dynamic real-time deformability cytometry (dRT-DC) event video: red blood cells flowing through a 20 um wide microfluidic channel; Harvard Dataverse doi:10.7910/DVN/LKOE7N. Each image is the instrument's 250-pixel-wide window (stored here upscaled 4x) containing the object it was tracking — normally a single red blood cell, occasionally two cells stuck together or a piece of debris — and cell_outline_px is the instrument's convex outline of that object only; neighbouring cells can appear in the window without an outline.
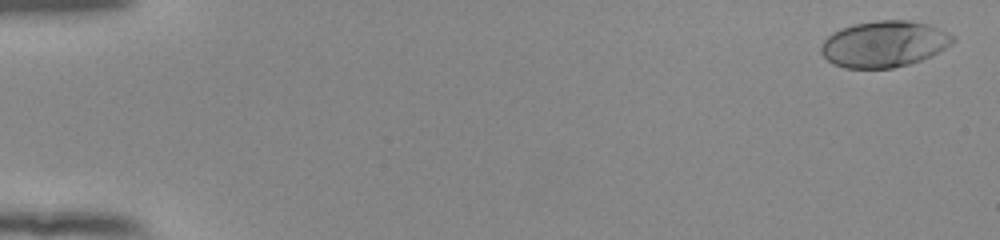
{"species": "human", "species_latin": "Homo sapiens", "temperature_condition": "room temperature", "stored_images_in_passage": 54, "camera_frame_rate_fps": 3000, "um_per_image_px": 0.085, "donor": {"sex": "female"}, "frame": {"image": 1, "passage_image": 2, "time_ms": 0.333, "image_size_px": [1000, 240], "cell_outline_px": [[956, 40], [932, 56], [908, 64], [892, 68], [844, 68], [832, 64], [820, 52], [820, 48], [824, 40], [832, 32], [840, 28], [856, 24], [876, 20], [908, 20], [928, 24], [952, 36]], "centroid_in_image_um": [75.1, 3.74], "position_along_channel_um": 9.9, "area_um2": 35.32}}
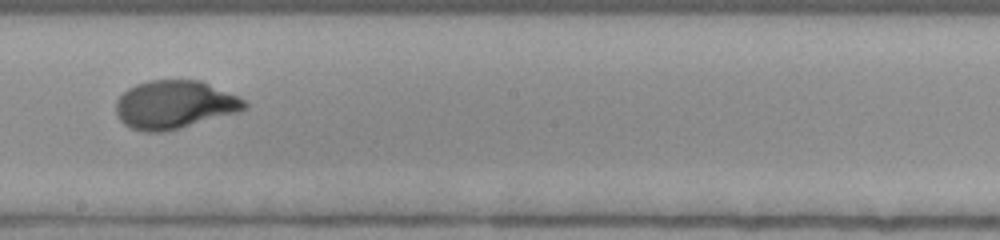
{"frame": {"image": 2, "passage_image": 32, "time_ms": 10.333, "image_size_px": [1000, 240], "cell_outline_px": [[248, 108], [240, 112], [160, 132], [144, 132], [128, 128], [120, 120], [116, 112], [116, 100], [128, 88], [136, 84], [148, 80], [200, 80], [240, 96], [248, 104]], "centroid_in_image_um": [14.84, 8.88], "position_along_channel_um": 233.4, "area_um2": 36.18}}
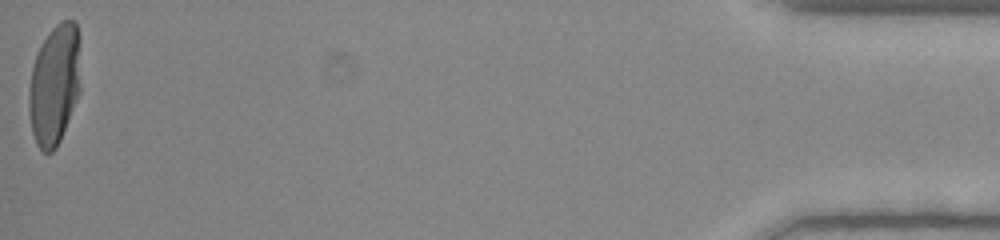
{"frame": {"image": 3, "passage_image": 54, "time_ms": 17.667, "image_size_px": [1000, 240], "cell_outline_px": [[80, 92], [60, 140], [56, 148], [52, 152], [44, 152], [36, 144], [32, 132], [28, 108], [28, 88], [32, 68], [36, 52], [40, 44], [48, 32], [56, 24], [64, 20], [72, 20], [76, 24], [80, 88]], "centroid_in_image_um": [4.59, 7.22], "position_along_channel_um": 430.6, "area_um2": 36.18}, "authors_computed_cell_mechanics": {"area_um2": 35.4314, "velocity_mm_per_s": 3.8956, "shape_relaxation_time_tau1_ms": 3.7508, "shape_relaxation_time_tau2_ms": null, "deformation_change_tau1": 0.2127, "deformation_change_tau2": null}}